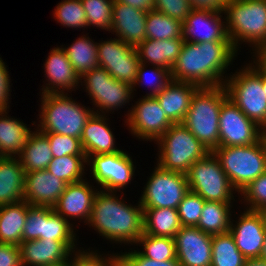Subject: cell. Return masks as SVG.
<instances>
[{
  "instance_id": "41",
  "label": "cell",
  "mask_w": 266,
  "mask_h": 266,
  "mask_svg": "<svg viewBox=\"0 0 266 266\" xmlns=\"http://www.w3.org/2000/svg\"><path fill=\"white\" fill-rule=\"evenodd\" d=\"M205 200L189 191L177 207L182 226H196L202 214Z\"/></svg>"
},
{
  "instance_id": "17",
  "label": "cell",
  "mask_w": 266,
  "mask_h": 266,
  "mask_svg": "<svg viewBox=\"0 0 266 266\" xmlns=\"http://www.w3.org/2000/svg\"><path fill=\"white\" fill-rule=\"evenodd\" d=\"M221 13L192 9L182 23V39L193 43L230 41Z\"/></svg>"
},
{
  "instance_id": "43",
  "label": "cell",
  "mask_w": 266,
  "mask_h": 266,
  "mask_svg": "<svg viewBox=\"0 0 266 266\" xmlns=\"http://www.w3.org/2000/svg\"><path fill=\"white\" fill-rule=\"evenodd\" d=\"M146 64L140 63L139 68H138V72H137V78L136 81L133 85V90H135V86L139 85L140 83L142 84L143 82H145V78L148 76L147 71H145ZM151 74H149L151 77V79L153 80H149L150 82L148 83V85L152 88L149 94L147 93L146 96H156L158 93H160L170 82H171V71L161 67V66H157V65H153V69H151ZM147 73V74H146ZM149 76V79H150ZM148 78V77H147ZM152 81V82H151ZM154 85V86H153Z\"/></svg>"
},
{
  "instance_id": "1",
  "label": "cell",
  "mask_w": 266,
  "mask_h": 266,
  "mask_svg": "<svg viewBox=\"0 0 266 266\" xmlns=\"http://www.w3.org/2000/svg\"><path fill=\"white\" fill-rule=\"evenodd\" d=\"M237 52L230 41H184L178 59L171 69V79L199 87L224 85V70L237 56Z\"/></svg>"
},
{
  "instance_id": "12",
  "label": "cell",
  "mask_w": 266,
  "mask_h": 266,
  "mask_svg": "<svg viewBox=\"0 0 266 266\" xmlns=\"http://www.w3.org/2000/svg\"><path fill=\"white\" fill-rule=\"evenodd\" d=\"M81 78L86 85V92L90 95L93 105L102 113L113 111L130 102L134 92L127 83L114 79L104 68L98 67L88 71ZM104 110V111H103Z\"/></svg>"
},
{
  "instance_id": "23",
  "label": "cell",
  "mask_w": 266,
  "mask_h": 266,
  "mask_svg": "<svg viewBox=\"0 0 266 266\" xmlns=\"http://www.w3.org/2000/svg\"><path fill=\"white\" fill-rule=\"evenodd\" d=\"M146 14L114 0L111 32H115L119 40L136 47L146 39Z\"/></svg>"
},
{
  "instance_id": "54",
  "label": "cell",
  "mask_w": 266,
  "mask_h": 266,
  "mask_svg": "<svg viewBox=\"0 0 266 266\" xmlns=\"http://www.w3.org/2000/svg\"><path fill=\"white\" fill-rule=\"evenodd\" d=\"M256 56V59L266 68V53L263 50H260Z\"/></svg>"
},
{
  "instance_id": "33",
  "label": "cell",
  "mask_w": 266,
  "mask_h": 266,
  "mask_svg": "<svg viewBox=\"0 0 266 266\" xmlns=\"http://www.w3.org/2000/svg\"><path fill=\"white\" fill-rule=\"evenodd\" d=\"M85 36L76 39L69 47L63 48L80 79L88 71L99 67L97 43Z\"/></svg>"
},
{
  "instance_id": "19",
  "label": "cell",
  "mask_w": 266,
  "mask_h": 266,
  "mask_svg": "<svg viewBox=\"0 0 266 266\" xmlns=\"http://www.w3.org/2000/svg\"><path fill=\"white\" fill-rule=\"evenodd\" d=\"M241 214L236 225L231 221L229 231L246 259L259 258L266 234L263 218L258 211L246 209Z\"/></svg>"
},
{
  "instance_id": "42",
  "label": "cell",
  "mask_w": 266,
  "mask_h": 266,
  "mask_svg": "<svg viewBox=\"0 0 266 266\" xmlns=\"http://www.w3.org/2000/svg\"><path fill=\"white\" fill-rule=\"evenodd\" d=\"M49 140L53 158L65 155L86 156L81 140L57 133H43Z\"/></svg>"
},
{
  "instance_id": "5",
  "label": "cell",
  "mask_w": 266,
  "mask_h": 266,
  "mask_svg": "<svg viewBox=\"0 0 266 266\" xmlns=\"http://www.w3.org/2000/svg\"><path fill=\"white\" fill-rule=\"evenodd\" d=\"M67 94L41 95L40 124L37 127L39 132L81 139L84 126L95 111L81 106Z\"/></svg>"
},
{
  "instance_id": "51",
  "label": "cell",
  "mask_w": 266,
  "mask_h": 266,
  "mask_svg": "<svg viewBox=\"0 0 266 266\" xmlns=\"http://www.w3.org/2000/svg\"><path fill=\"white\" fill-rule=\"evenodd\" d=\"M229 0H189L192 9L224 12Z\"/></svg>"
},
{
  "instance_id": "24",
  "label": "cell",
  "mask_w": 266,
  "mask_h": 266,
  "mask_svg": "<svg viewBox=\"0 0 266 266\" xmlns=\"http://www.w3.org/2000/svg\"><path fill=\"white\" fill-rule=\"evenodd\" d=\"M96 111L88 119L80 139L86 157L121 151L115 147V138L105 121L107 120L105 114Z\"/></svg>"
},
{
  "instance_id": "45",
  "label": "cell",
  "mask_w": 266,
  "mask_h": 266,
  "mask_svg": "<svg viewBox=\"0 0 266 266\" xmlns=\"http://www.w3.org/2000/svg\"><path fill=\"white\" fill-rule=\"evenodd\" d=\"M44 206H28L22 241L43 239Z\"/></svg>"
},
{
  "instance_id": "38",
  "label": "cell",
  "mask_w": 266,
  "mask_h": 266,
  "mask_svg": "<svg viewBox=\"0 0 266 266\" xmlns=\"http://www.w3.org/2000/svg\"><path fill=\"white\" fill-rule=\"evenodd\" d=\"M64 217L56 213L53 207L44 206L43 239L56 241H75L74 228Z\"/></svg>"
},
{
  "instance_id": "8",
  "label": "cell",
  "mask_w": 266,
  "mask_h": 266,
  "mask_svg": "<svg viewBox=\"0 0 266 266\" xmlns=\"http://www.w3.org/2000/svg\"><path fill=\"white\" fill-rule=\"evenodd\" d=\"M156 142L160 150L157 164L183 174L210 152L182 123L172 124Z\"/></svg>"
},
{
  "instance_id": "2",
  "label": "cell",
  "mask_w": 266,
  "mask_h": 266,
  "mask_svg": "<svg viewBox=\"0 0 266 266\" xmlns=\"http://www.w3.org/2000/svg\"><path fill=\"white\" fill-rule=\"evenodd\" d=\"M115 193L103 190L96 193L88 224L107 240L136 244L144 233L143 208L140 203L125 204L123 197L119 199Z\"/></svg>"
},
{
  "instance_id": "9",
  "label": "cell",
  "mask_w": 266,
  "mask_h": 266,
  "mask_svg": "<svg viewBox=\"0 0 266 266\" xmlns=\"http://www.w3.org/2000/svg\"><path fill=\"white\" fill-rule=\"evenodd\" d=\"M187 175L189 191L205 201L231 203L235 189L212 152L197 160Z\"/></svg>"
},
{
  "instance_id": "56",
  "label": "cell",
  "mask_w": 266,
  "mask_h": 266,
  "mask_svg": "<svg viewBox=\"0 0 266 266\" xmlns=\"http://www.w3.org/2000/svg\"><path fill=\"white\" fill-rule=\"evenodd\" d=\"M259 258H261L263 260H266V234H265L262 251H261V254H260V257Z\"/></svg>"
},
{
  "instance_id": "44",
  "label": "cell",
  "mask_w": 266,
  "mask_h": 266,
  "mask_svg": "<svg viewBox=\"0 0 266 266\" xmlns=\"http://www.w3.org/2000/svg\"><path fill=\"white\" fill-rule=\"evenodd\" d=\"M241 197L247 202V210L259 211L266 206V172L252 181L246 188L241 191Z\"/></svg>"
},
{
  "instance_id": "35",
  "label": "cell",
  "mask_w": 266,
  "mask_h": 266,
  "mask_svg": "<svg viewBox=\"0 0 266 266\" xmlns=\"http://www.w3.org/2000/svg\"><path fill=\"white\" fill-rule=\"evenodd\" d=\"M182 37V22L156 10L146 14V39L167 40Z\"/></svg>"
},
{
  "instance_id": "31",
  "label": "cell",
  "mask_w": 266,
  "mask_h": 266,
  "mask_svg": "<svg viewBox=\"0 0 266 266\" xmlns=\"http://www.w3.org/2000/svg\"><path fill=\"white\" fill-rule=\"evenodd\" d=\"M143 219L144 234L174 238L182 227L177 209L173 208L143 209Z\"/></svg>"
},
{
  "instance_id": "18",
  "label": "cell",
  "mask_w": 266,
  "mask_h": 266,
  "mask_svg": "<svg viewBox=\"0 0 266 266\" xmlns=\"http://www.w3.org/2000/svg\"><path fill=\"white\" fill-rule=\"evenodd\" d=\"M75 242L48 239L22 241L19 245L22 266H50L67 261L75 251Z\"/></svg>"
},
{
  "instance_id": "52",
  "label": "cell",
  "mask_w": 266,
  "mask_h": 266,
  "mask_svg": "<svg viewBox=\"0 0 266 266\" xmlns=\"http://www.w3.org/2000/svg\"><path fill=\"white\" fill-rule=\"evenodd\" d=\"M123 4L129 5L141 11L149 12L154 10V0H115Z\"/></svg>"
},
{
  "instance_id": "22",
  "label": "cell",
  "mask_w": 266,
  "mask_h": 266,
  "mask_svg": "<svg viewBox=\"0 0 266 266\" xmlns=\"http://www.w3.org/2000/svg\"><path fill=\"white\" fill-rule=\"evenodd\" d=\"M44 67L45 76L48 78L46 80L49 83H46V88L43 86L42 94H61L65 93V90L71 91L70 89L73 91L82 81L76 74L63 47H55L49 52Z\"/></svg>"
},
{
  "instance_id": "21",
  "label": "cell",
  "mask_w": 266,
  "mask_h": 266,
  "mask_svg": "<svg viewBox=\"0 0 266 266\" xmlns=\"http://www.w3.org/2000/svg\"><path fill=\"white\" fill-rule=\"evenodd\" d=\"M97 190H94L85 180L67 184L58 202L53 206V210L66 220L68 217L83 219L88 224Z\"/></svg>"
},
{
  "instance_id": "29",
  "label": "cell",
  "mask_w": 266,
  "mask_h": 266,
  "mask_svg": "<svg viewBox=\"0 0 266 266\" xmlns=\"http://www.w3.org/2000/svg\"><path fill=\"white\" fill-rule=\"evenodd\" d=\"M28 206L24 200L0 206V243L21 244Z\"/></svg>"
},
{
  "instance_id": "47",
  "label": "cell",
  "mask_w": 266,
  "mask_h": 266,
  "mask_svg": "<svg viewBox=\"0 0 266 266\" xmlns=\"http://www.w3.org/2000/svg\"><path fill=\"white\" fill-rule=\"evenodd\" d=\"M154 10L184 22L192 8L189 0H154Z\"/></svg>"
},
{
  "instance_id": "11",
  "label": "cell",
  "mask_w": 266,
  "mask_h": 266,
  "mask_svg": "<svg viewBox=\"0 0 266 266\" xmlns=\"http://www.w3.org/2000/svg\"><path fill=\"white\" fill-rule=\"evenodd\" d=\"M265 134L266 131L245 116L229 98L222 103L219 113V147L252 145Z\"/></svg>"
},
{
  "instance_id": "32",
  "label": "cell",
  "mask_w": 266,
  "mask_h": 266,
  "mask_svg": "<svg viewBox=\"0 0 266 266\" xmlns=\"http://www.w3.org/2000/svg\"><path fill=\"white\" fill-rule=\"evenodd\" d=\"M231 203L205 201L197 228L210 235L226 233L231 226Z\"/></svg>"
},
{
  "instance_id": "26",
  "label": "cell",
  "mask_w": 266,
  "mask_h": 266,
  "mask_svg": "<svg viewBox=\"0 0 266 266\" xmlns=\"http://www.w3.org/2000/svg\"><path fill=\"white\" fill-rule=\"evenodd\" d=\"M25 175L17 156L0 158V206L23 201Z\"/></svg>"
},
{
  "instance_id": "34",
  "label": "cell",
  "mask_w": 266,
  "mask_h": 266,
  "mask_svg": "<svg viewBox=\"0 0 266 266\" xmlns=\"http://www.w3.org/2000/svg\"><path fill=\"white\" fill-rule=\"evenodd\" d=\"M245 259L230 231L213 235L211 266H243Z\"/></svg>"
},
{
  "instance_id": "40",
  "label": "cell",
  "mask_w": 266,
  "mask_h": 266,
  "mask_svg": "<svg viewBox=\"0 0 266 266\" xmlns=\"http://www.w3.org/2000/svg\"><path fill=\"white\" fill-rule=\"evenodd\" d=\"M54 17L65 27H87V18L81 0H63L58 3Z\"/></svg>"
},
{
  "instance_id": "7",
  "label": "cell",
  "mask_w": 266,
  "mask_h": 266,
  "mask_svg": "<svg viewBox=\"0 0 266 266\" xmlns=\"http://www.w3.org/2000/svg\"><path fill=\"white\" fill-rule=\"evenodd\" d=\"M228 79L225 87L228 98L249 119L266 131V95L262 86V64L256 59Z\"/></svg>"
},
{
  "instance_id": "4",
  "label": "cell",
  "mask_w": 266,
  "mask_h": 266,
  "mask_svg": "<svg viewBox=\"0 0 266 266\" xmlns=\"http://www.w3.org/2000/svg\"><path fill=\"white\" fill-rule=\"evenodd\" d=\"M227 98L225 85L200 87L182 122L210 152L219 147V113Z\"/></svg>"
},
{
  "instance_id": "57",
  "label": "cell",
  "mask_w": 266,
  "mask_h": 266,
  "mask_svg": "<svg viewBox=\"0 0 266 266\" xmlns=\"http://www.w3.org/2000/svg\"><path fill=\"white\" fill-rule=\"evenodd\" d=\"M258 212L261 214V216L263 218L264 226H265V229H266V206L261 208Z\"/></svg>"
},
{
  "instance_id": "53",
  "label": "cell",
  "mask_w": 266,
  "mask_h": 266,
  "mask_svg": "<svg viewBox=\"0 0 266 266\" xmlns=\"http://www.w3.org/2000/svg\"><path fill=\"white\" fill-rule=\"evenodd\" d=\"M243 266H266V260L261 258H247Z\"/></svg>"
},
{
  "instance_id": "27",
  "label": "cell",
  "mask_w": 266,
  "mask_h": 266,
  "mask_svg": "<svg viewBox=\"0 0 266 266\" xmlns=\"http://www.w3.org/2000/svg\"><path fill=\"white\" fill-rule=\"evenodd\" d=\"M182 37L167 40L145 39L135 48L140 63L157 65L171 71L183 46Z\"/></svg>"
},
{
  "instance_id": "58",
  "label": "cell",
  "mask_w": 266,
  "mask_h": 266,
  "mask_svg": "<svg viewBox=\"0 0 266 266\" xmlns=\"http://www.w3.org/2000/svg\"><path fill=\"white\" fill-rule=\"evenodd\" d=\"M50 266H70V260L64 261V262L59 263V264L50 265Z\"/></svg>"
},
{
  "instance_id": "14",
  "label": "cell",
  "mask_w": 266,
  "mask_h": 266,
  "mask_svg": "<svg viewBox=\"0 0 266 266\" xmlns=\"http://www.w3.org/2000/svg\"><path fill=\"white\" fill-rule=\"evenodd\" d=\"M99 67L104 68L116 80L133 87L140 60L135 47L118 38L97 43Z\"/></svg>"
},
{
  "instance_id": "39",
  "label": "cell",
  "mask_w": 266,
  "mask_h": 266,
  "mask_svg": "<svg viewBox=\"0 0 266 266\" xmlns=\"http://www.w3.org/2000/svg\"><path fill=\"white\" fill-rule=\"evenodd\" d=\"M87 18V27L96 26L111 31L114 0H81Z\"/></svg>"
},
{
  "instance_id": "10",
  "label": "cell",
  "mask_w": 266,
  "mask_h": 266,
  "mask_svg": "<svg viewBox=\"0 0 266 266\" xmlns=\"http://www.w3.org/2000/svg\"><path fill=\"white\" fill-rule=\"evenodd\" d=\"M156 166L138 203L143 209H177L189 192L187 175L162 169L158 164Z\"/></svg>"
},
{
  "instance_id": "50",
  "label": "cell",
  "mask_w": 266,
  "mask_h": 266,
  "mask_svg": "<svg viewBox=\"0 0 266 266\" xmlns=\"http://www.w3.org/2000/svg\"><path fill=\"white\" fill-rule=\"evenodd\" d=\"M9 72L6 69L5 63L0 57V110H7L9 108L10 79Z\"/></svg>"
},
{
  "instance_id": "3",
  "label": "cell",
  "mask_w": 266,
  "mask_h": 266,
  "mask_svg": "<svg viewBox=\"0 0 266 266\" xmlns=\"http://www.w3.org/2000/svg\"><path fill=\"white\" fill-rule=\"evenodd\" d=\"M224 14L227 35L237 51L239 41L253 45L257 54L266 47V0H229Z\"/></svg>"
},
{
  "instance_id": "6",
  "label": "cell",
  "mask_w": 266,
  "mask_h": 266,
  "mask_svg": "<svg viewBox=\"0 0 266 266\" xmlns=\"http://www.w3.org/2000/svg\"><path fill=\"white\" fill-rule=\"evenodd\" d=\"M212 153L238 194L266 172V134L252 145L217 147Z\"/></svg>"
},
{
  "instance_id": "16",
  "label": "cell",
  "mask_w": 266,
  "mask_h": 266,
  "mask_svg": "<svg viewBox=\"0 0 266 266\" xmlns=\"http://www.w3.org/2000/svg\"><path fill=\"white\" fill-rule=\"evenodd\" d=\"M212 237L196 226H182L173 238L180 265L211 266Z\"/></svg>"
},
{
  "instance_id": "20",
  "label": "cell",
  "mask_w": 266,
  "mask_h": 266,
  "mask_svg": "<svg viewBox=\"0 0 266 266\" xmlns=\"http://www.w3.org/2000/svg\"><path fill=\"white\" fill-rule=\"evenodd\" d=\"M67 183L47 170L25 175L24 198L29 205L53 207L64 192Z\"/></svg>"
},
{
  "instance_id": "46",
  "label": "cell",
  "mask_w": 266,
  "mask_h": 266,
  "mask_svg": "<svg viewBox=\"0 0 266 266\" xmlns=\"http://www.w3.org/2000/svg\"><path fill=\"white\" fill-rule=\"evenodd\" d=\"M78 251H73L75 257L71 259L70 266H119V254L111 255L109 257H102L96 253V251L85 252L83 249ZM75 253V254H74Z\"/></svg>"
},
{
  "instance_id": "25",
  "label": "cell",
  "mask_w": 266,
  "mask_h": 266,
  "mask_svg": "<svg viewBox=\"0 0 266 266\" xmlns=\"http://www.w3.org/2000/svg\"><path fill=\"white\" fill-rule=\"evenodd\" d=\"M200 87L186 82H171L156 96H154L166 116L174 123H182L195 92Z\"/></svg>"
},
{
  "instance_id": "28",
  "label": "cell",
  "mask_w": 266,
  "mask_h": 266,
  "mask_svg": "<svg viewBox=\"0 0 266 266\" xmlns=\"http://www.w3.org/2000/svg\"><path fill=\"white\" fill-rule=\"evenodd\" d=\"M7 112L0 110V153L3 157H15L20 155L33 131L22 121L8 117Z\"/></svg>"
},
{
  "instance_id": "49",
  "label": "cell",
  "mask_w": 266,
  "mask_h": 266,
  "mask_svg": "<svg viewBox=\"0 0 266 266\" xmlns=\"http://www.w3.org/2000/svg\"><path fill=\"white\" fill-rule=\"evenodd\" d=\"M0 266H22L19 245L0 243Z\"/></svg>"
},
{
  "instance_id": "30",
  "label": "cell",
  "mask_w": 266,
  "mask_h": 266,
  "mask_svg": "<svg viewBox=\"0 0 266 266\" xmlns=\"http://www.w3.org/2000/svg\"><path fill=\"white\" fill-rule=\"evenodd\" d=\"M18 159L25 173L46 170L53 159L48 138L38 130L32 132Z\"/></svg>"
},
{
  "instance_id": "13",
  "label": "cell",
  "mask_w": 266,
  "mask_h": 266,
  "mask_svg": "<svg viewBox=\"0 0 266 266\" xmlns=\"http://www.w3.org/2000/svg\"><path fill=\"white\" fill-rule=\"evenodd\" d=\"M87 163H91L94 180L104 191L117 192L131 183L135 167L132 158L123 150L112 154L90 155Z\"/></svg>"
},
{
  "instance_id": "36",
  "label": "cell",
  "mask_w": 266,
  "mask_h": 266,
  "mask_svg": "<svg viewBox=\"0 0 266 266\" xmlns=\"http://www.w3.org/2000/svg\"><path fill=\"white\" fill-rule=\"evenodd\" d=\"M85 164L87 165L86 156L65 155L53 158L46 170L70 184L84 180L82 176Z\"/></svg>"
},
{
  "instance_id": "55",
  "label": "cell",
  "mask_w": 266,
  "mask_h": 266,
  "mask_svg": "<svg viewBox=\"0 0 266 266\" xmlns=\"http://www.w3.org/2000/svg\"><path fill=\"white\" fill-rule=\"evenodd\" d=\"M262 86L266 95V68L262 65Z\"/></svg>"
},
{
  "instance_id": "37",
  "label": "cell",
  "mask_w": 266,
  "mask_h": 266,
  "mask_svg": "<svg viewBox=\"0 0 266 266\" xmlns=\"http://www.w3.org/2000/svg\"><path fill=\"white\" fill-rule=\"evenodd\" d=\"M136 243L143 246L144 250L138 252L144 257L158 262L177 259L173 238L143 233Z\"/></svg>"
},
{
  "instance_id": "15",
  "label": "cell",
  "mask_w": 266,
  "mask_h": 266,
  "mask_svg": "<svg viewBox=\"0 0 266 266\" xmlns=\"http://www.w3.org/2000/svg\"><path fill=\"white\" fill-rule=\"evenodd\" d=\"M131 108L125 123L137 138L157 141L174 124L154 96H143Z\"/></svg>"
},
{
  "instance_id": "48",
  "label": "cell",
  "mask_w": 266,
  "mask_h": 266,
  "mask_svg": "<svg viewBox=\"0 0 266 266\" xmlns=\"http://www.w3.org/2000/svg\"><path fill=\"white\" fill-rule=\"evenodd\" d=\"M120 266H181L177 259L156 261L142 256L137 250L119 254Z\"/></svg>"
}]
</instances>
